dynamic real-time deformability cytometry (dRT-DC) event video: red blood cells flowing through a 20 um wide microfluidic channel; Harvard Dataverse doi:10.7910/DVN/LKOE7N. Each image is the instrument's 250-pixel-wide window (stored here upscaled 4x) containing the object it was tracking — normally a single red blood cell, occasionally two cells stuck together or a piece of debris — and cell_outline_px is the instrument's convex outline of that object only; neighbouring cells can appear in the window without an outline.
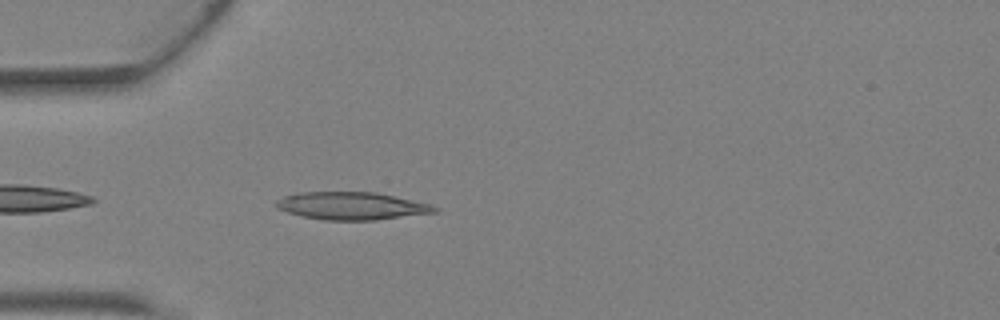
{"species": "Egyptian fruit bat (a non-hibernating species)", "species_latin": "Rousettus aegyptiacus", "temperature_condition": "warm", "stored_images_in_passage": 4, "camera_frame_rate_fps": 3000, "um_per_image_px": 0.085, "animal": {"sex": "female"}, "frame": {"image": 1, "passage_image": 4, "time_ms": 1.0, "image_size_px": [1000, 320], "cell_outline_px": [[440, 208], [436, 212], [376, 220], [324, 220], [304, 216], [288, 212], [276, 208], [276, 200], [284, 196], [296, 192], [376, 192], [428, 204]], "centroid_in_image_um": [29.85, 17.5], "position_along_channel_um": 55.1, "area_um2": 25.32}}